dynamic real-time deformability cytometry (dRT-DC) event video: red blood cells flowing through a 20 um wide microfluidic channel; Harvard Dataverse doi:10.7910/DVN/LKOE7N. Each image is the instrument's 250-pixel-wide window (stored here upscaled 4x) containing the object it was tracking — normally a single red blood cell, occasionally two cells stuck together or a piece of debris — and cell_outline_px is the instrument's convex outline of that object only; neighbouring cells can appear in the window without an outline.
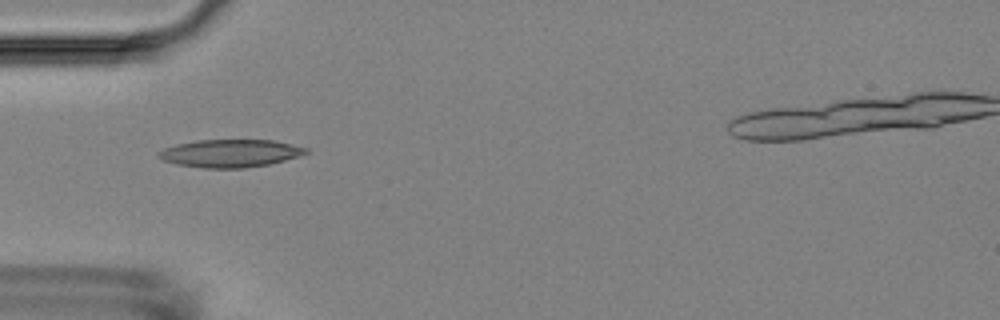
{"species": "Egyptian fruit bat (a non-hibernating species)", "species_latin": "Rousettus aegyptiacus", "temperature_condition": "room temperature", "stored_images_in_passage": 8, "camera_frame_rate_fps": 3000, "um_per_image_px": 0.085, "animal": {"sex": "female"}, "frame": {"image": 1, "passage_image": 5, "time_ms": 4.667, "image_size_px": [1000, 320], "cell_outline_px": [[308, 152], [284, 160], [268, 164], [244, 168], [204, 168], [176, 164], [164, 160], [156, 156], [156, 152], [164, 148], [176, 144], [196, 140], [276, 140], [308, 148]], "centroid_in_image_um": [19.52, 13.02], "position_along_channel_um": 65.5, "area_um2": 23.81}}